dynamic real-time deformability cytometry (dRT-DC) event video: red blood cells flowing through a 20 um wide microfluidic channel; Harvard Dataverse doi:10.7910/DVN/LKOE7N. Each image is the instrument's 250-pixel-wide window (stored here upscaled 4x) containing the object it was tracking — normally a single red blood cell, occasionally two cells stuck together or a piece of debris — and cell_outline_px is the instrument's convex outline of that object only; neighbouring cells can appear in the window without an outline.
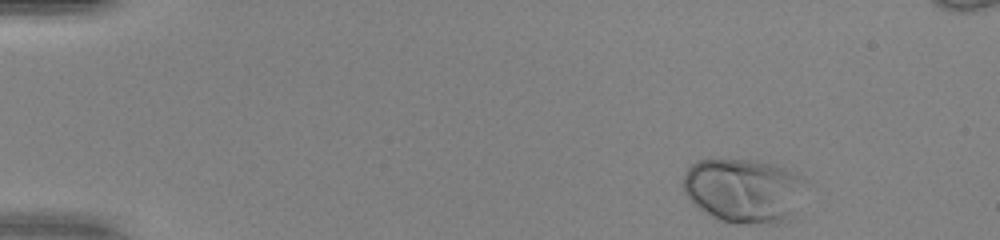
{"species": "human", "species_latin": "Homo sapiens", "temperature_condition": "warm", "stored_images_in_passage": 46, "camera_frame_rate_fps": 3000, "um_per_image_px": 0.085, "donor": {"sex": "female"}, "frame": {"image": 1, "passage_image": 1, "time_ms": 0.0, "image_size_px": [1000, 240], "cell_outline_px": [[808, 180], [796, 220], [784, 224], [740, 224], [720, 220], [704, 212], [692, 204], [684, 192], [684, 172], [696, 160], [756, 160], [772, 164], [784, 168], [804, 176]], "centroid_in_image_um": [63.33, 16.24], "position_along_channel_um": 21.7, "area_um2": 47.45}}
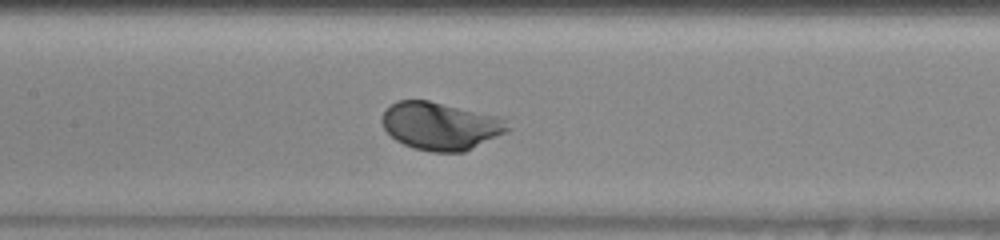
{"frame": {"image": 2, "passage_image": 20, "time_ms": 6.333, "image_size_px": [1000, 240], "cell_outline_px": [[512, 128], [508, 132], [464, 152], [432, 152], [412, 148], [396, 140], [384, 128], [380, 120], [384, 108], [396, 100], [428, 100], [504, 116]], "centroid_in_image_um": [37.48, 10.69], "position_along_channel_um": 169.9, "area_um2": 35.78}}
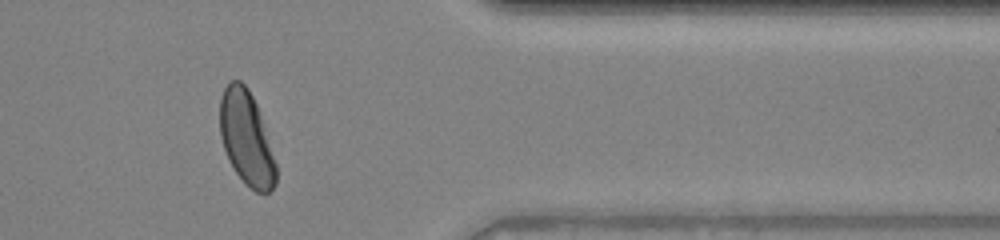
{"frame": {"image": 3, "passage_image": 37, "time_ms": 12.0, "image_size_px": [1000, 240], "cell_outline_px": [[276, 184], [268, 192], [256, 192], [236, 172], [228, 160], [220, 136], [220, 100], [224, 88], [232, 80], [240, 80], [248, 88], [256, 104], [276, 164]], "centroid_in_image_um": [20.92, 11.73], "position_along_channel_um": 390.5, "area_um2": 30.0}, "authors_computed_cell_mechanics": {"area_um2": 34.391, "velocity_mm_per_s": 4.1195, "shape_relaxation_time_tau1_ms": 1.3565, "shape_relaxation_time_tau2_ms": null, "deformation_change_tau1": 0.1212, "deformation_change_tau2": null}}